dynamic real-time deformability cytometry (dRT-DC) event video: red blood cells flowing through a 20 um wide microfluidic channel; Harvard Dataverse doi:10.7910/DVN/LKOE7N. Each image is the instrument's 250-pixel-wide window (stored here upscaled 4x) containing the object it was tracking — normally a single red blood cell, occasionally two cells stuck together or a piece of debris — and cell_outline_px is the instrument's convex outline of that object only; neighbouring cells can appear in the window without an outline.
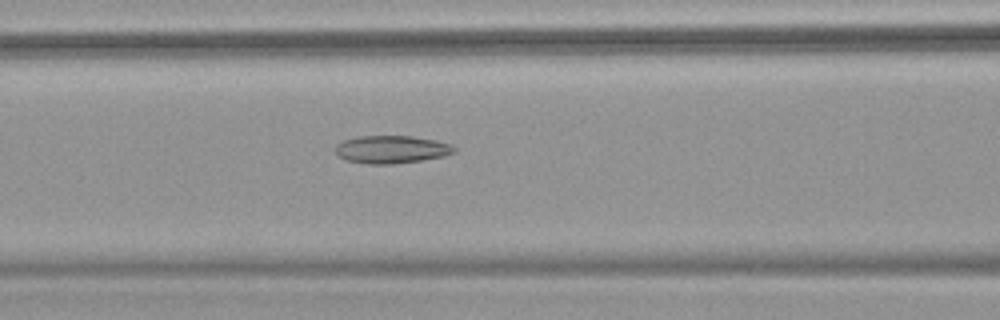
{"species": "common noctule bat (a hibernating species)", "species_latin": "Nyctalus noctula", "temperature_condition": "warm", "stored_images_in_passage": 53, "camera_frame_rate_fps": 3000, "um_per_image_px": 0.085, "animal": {"sex": "female", "body_mass_g": 18.4}, "frame": {"image": 1, "passage_image": 23, "time_ms": 7.333, "image_size_px": [1000, 320], "cell_outline_px": [[456, 152], [444, 156], [420, 160], [392, 164], [368, 164], [344, 160], [336, 152], [336, 144], [344, 140], [356, 136], [412, 136], [436, 140], [452, 144], [456, 148]], "centroid_in_image_um": [33.29, 12.69], "position_along_channel_um": 133.3, "area_um2": 19.31}}
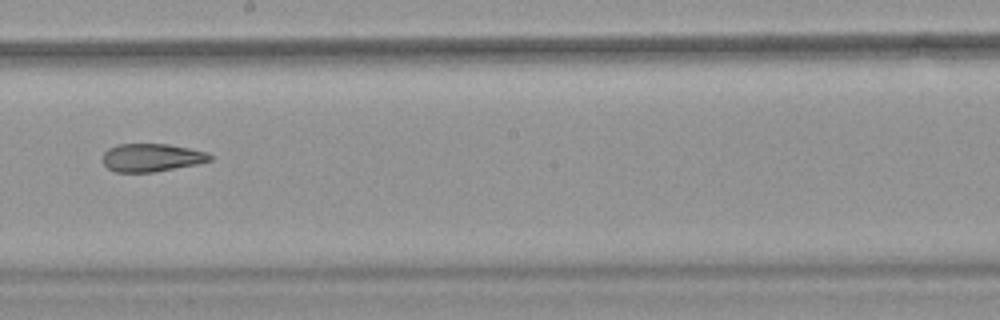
{"frame": {"image": 2, "passage_image": 31, "time_ms": 10.0, "image_size_px": [1000, 320], "cell_outline_px": [[212, 160], [196, 164], [152, 172], [116, 172], [108, 168], [104, 164], [104, 152], [108, 148], [120, 144], [168, 144], [208, 152], [212, 156]], "centroid_in_image_um": [12.89, 13.39], "position_along_channel_um": 235.3, "area_um2": 17.34}}
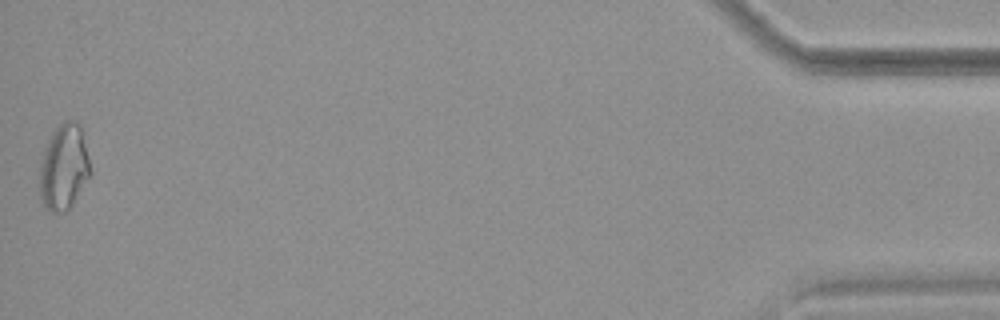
{"frame": {"image": 3, "passage_image": 53, "time_ms": 17.333, "image_size_px": [1000, 320], "cell_outline_px": [[92, 172], [72, 204], [64, 212], [52, 212], [44, 204], [40, 196], [40, 164], [44, 148], [48, 140], [56, 128], [64, 120], [76, 120], [80, 124]], "centroid_in_image_um": [5.43, 14.18], "position_along_channel_um": 429.8, "area_um2": 25.03}, "authors_computed_cell_mechanics": {"area_um2": 21.5594, "velocity_mm_per_s": 3.8454, "shape_relaxation_time_tau1_ms": null, "shape_relaxation_time_tau2_ms": 2.5691, "deformation_change_tau1": null, "deformation_change_tau2": 0.0936}}